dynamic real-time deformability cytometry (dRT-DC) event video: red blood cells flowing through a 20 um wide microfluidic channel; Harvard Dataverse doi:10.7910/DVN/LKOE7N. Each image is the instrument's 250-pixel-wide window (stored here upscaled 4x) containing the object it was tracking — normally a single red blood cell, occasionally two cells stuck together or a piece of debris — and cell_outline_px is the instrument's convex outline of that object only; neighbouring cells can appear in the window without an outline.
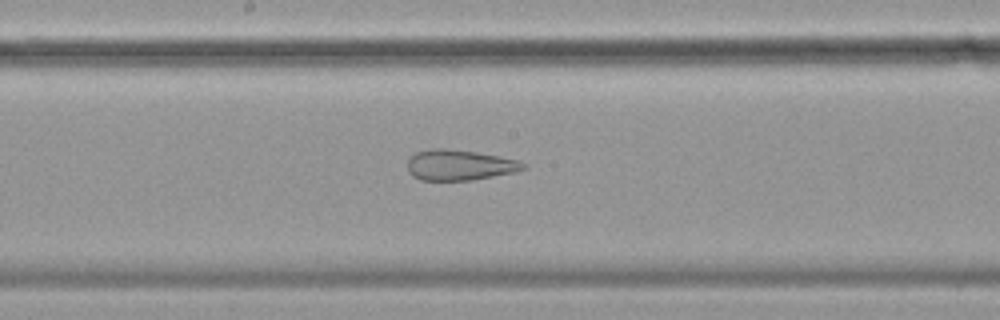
{"species": "common noctule bat (a hibernating species)", "species_latin": "Nyctalus noctula", "temperature_condition": "cold", "stored_images_in_passage": 56, "camera_frame_rate_fps": 3000, "um_per_image_px": 0.085, "animal": {"sex": "female", "body_mass_g": 19.9}, "frame": {"image": 1, "passage_image": 29, "time_ms": 9.333, "image_size_px": [1000, 320], "cell_outline_px": [[528, 168], [516, 172], [472, 180], [420, 180], [412, 176], [408, 172], [408, 160], [416, 152], [432, 148], [444, 148], [476, 152], [520, 160]], "centroid_in_image_um": [39.07, 14.03], "position_along_channel_um": 209.1, "area_um2": 20.69}}
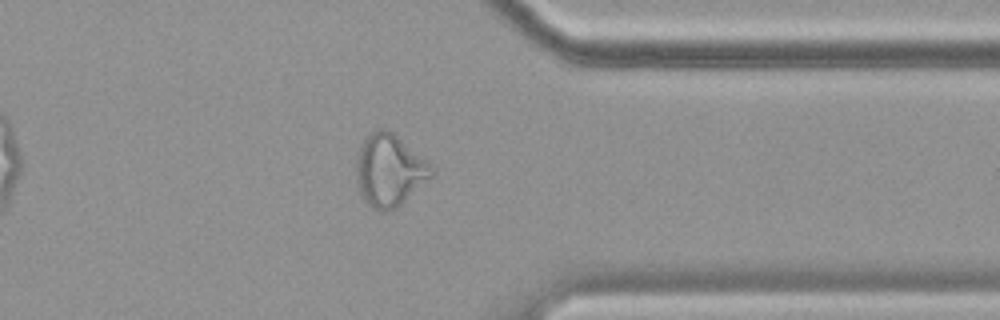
{"frame": {"image": 2, "passage_image": 44, "time_ms": 14.333, "image_size_px": [1000, 320], "cell_outline_px": [[436, 172], [432, 176], [396, 208], [388, 212], [380, 212], [372, 208], [360, 196], [356, 180], [356, 160], [364, 136], [376, 128], [384, 128], [392, 132], [428, 160], [436, 168]], "centroid_in_image_um": [33.09, 14.47], "position_along_channel_um": 378.3, "area_um2": 32.08}}
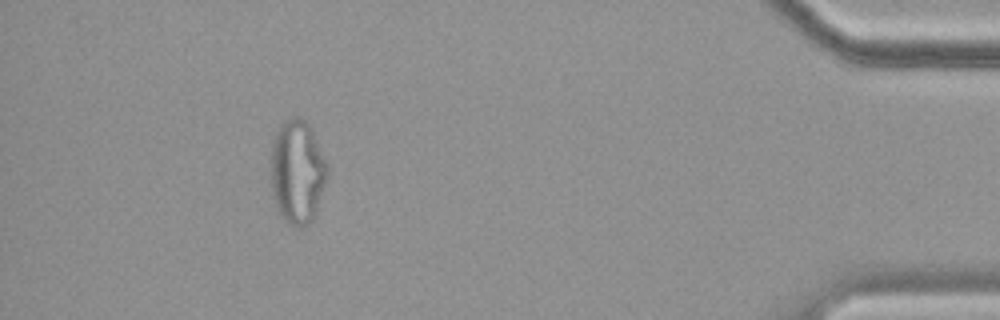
{"frame": {"image": 3, "passage_image": 51, "time_ms": 16.667, "image_size_px": [1000, 320], "cell_outline_px": [[328, 176], [316, 212], [312, 220], [304, 228], [296, 228], [284, 220], [276, 208], [272, 188], [272, 140], [280, 124], [284, 120], [292, 116], [300, 116], [312, 128], [328, 164]], "centroid_in_image_um": [25.3, 14.59], "position_along_channel_um": 409.9, "area_um2": 34.56}}